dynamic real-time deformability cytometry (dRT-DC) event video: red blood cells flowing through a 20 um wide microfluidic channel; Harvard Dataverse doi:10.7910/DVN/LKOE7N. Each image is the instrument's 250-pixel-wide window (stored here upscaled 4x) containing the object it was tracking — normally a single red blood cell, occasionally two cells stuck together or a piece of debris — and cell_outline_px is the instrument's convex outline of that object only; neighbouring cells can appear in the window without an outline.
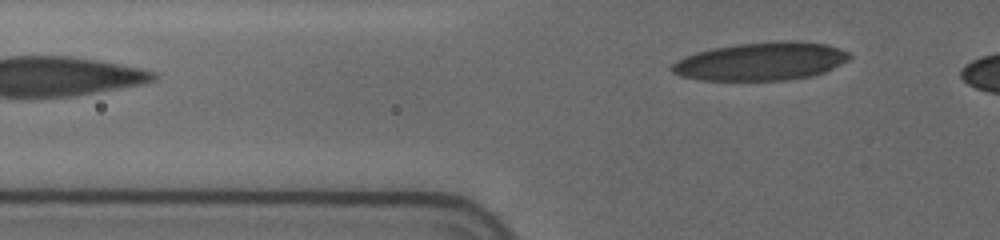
{"species": "human", "species_latin": "Homo sapiens", "temperature_condition": "cold", "stored_images_in_passage": 5, "camera_frame_rate_fps": 3000, "um_per_image_px": 0.085, "donor": {"sex": "female"}, "frame": {"image": 1, "passage_image": 5, "time_ms": 3.0, "image_size_px": [1000, 240], "cell_outline_px": [[852, 56], [848, 60], [824, 72], [812, 76], [784, 80], [700, 80], [680, 76], [672, 72], [672, 64], [676, 60], [684, 56], [696, 52], [712, 48], [736, 44], [784, 40], [792, 40], [824, 44], [840, 48], [848, 52]], "centroid_in_image_um": [64.67, 5.21], "position_along_channel_um": 61.1, "area_um2": 39.48}}